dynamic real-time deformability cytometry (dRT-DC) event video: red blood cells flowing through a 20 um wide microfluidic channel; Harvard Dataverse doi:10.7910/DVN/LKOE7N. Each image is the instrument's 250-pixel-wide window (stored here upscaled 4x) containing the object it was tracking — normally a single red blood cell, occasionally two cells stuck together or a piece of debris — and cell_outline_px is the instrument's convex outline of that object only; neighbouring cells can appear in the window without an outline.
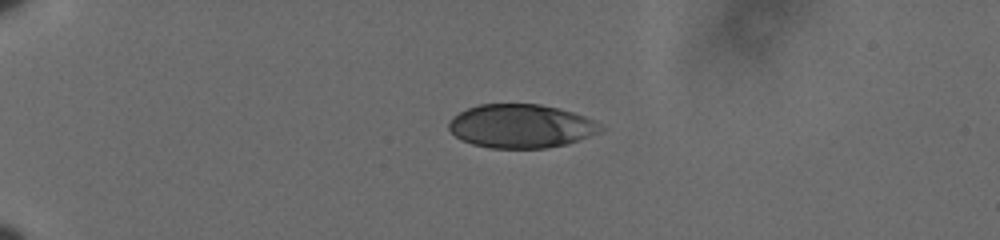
{"species": "human", "species_latin": "Homo sapiens", "temperature_condition": "cold", "stored_images_in_passage": 45, "camera_frame_rate_fps": 3000, "um_per_image_px": 0.085, "donor": {"sex": "male"}, "frame": {"image": 1, "passage_image": 1, "time_ms": 0.0, "image_size_px": [1000, 240], "cell_outline_px": [[604, 128], [600, 132], [568, 144], [548, 148], [492, 148], [472, 144], [456, 136], [448, 128], [448, 124], [460, 112], [468, 108], [480, 104], [540, 104], [572, 112], [584, 116], [592, 120]], "centroid_in_image_um": [44.3, 10.73], "position_along_channel_um": 40.7, "area_um2": 38.26}}
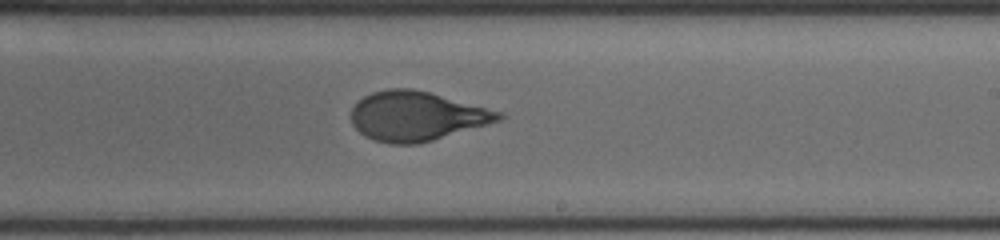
{"frame": {"image": 2, "passage_image": 24, "time_ms": 7.667, "image_size_px": [1000, 240], "cell_outline_px": [[504, 116], [500, 120], [420, 144], [388, 144], [372, 140], [364, 136], [352, 124], [352, 108], [364, 96], [372, 92], [388, 88], [412, 88], [428, 92], [504, 112]], "centroid_in_image_um": [35.39, 9.88], "position_along_channel_um": 253.6, "area_um2": 42.31}}
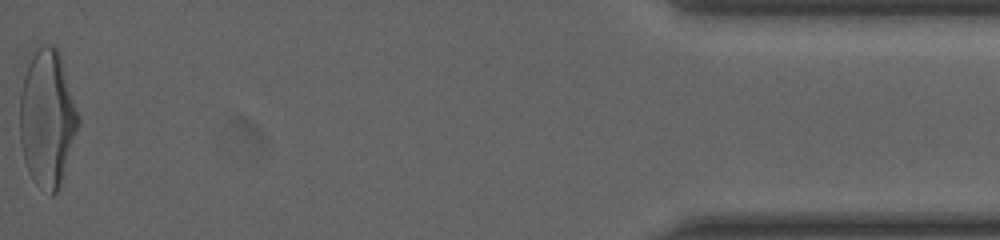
{"frame": {"image": 3, "passage_image": 45, "time_ms": 14.667, "image_size_px": [1000, 240], "cell_outline_px": [[80, 124], [56, 192], [52, 196], [36, 184], [24, 160], [20, 140], [20, 92], [24, 76], [32, 52], [36, 48], [48, 44], [52, 44], [60, 52], [80, 116]], "centroid_in_image_um": [4.02, 9.99], "position_along_channel_um": 431.2, "area_um2": 46.47}, "authors_computed_cell_mechanics": {"area_um2": 42.3096, "velocity_mm_per_s": 3.6036, "shape_relaxation_time_tau1_ms": 4.12, "shape_relaxation_time_tau2_ms": null, "deformation_change_tau1": 0.201, "deformation_change_tau2": null}}